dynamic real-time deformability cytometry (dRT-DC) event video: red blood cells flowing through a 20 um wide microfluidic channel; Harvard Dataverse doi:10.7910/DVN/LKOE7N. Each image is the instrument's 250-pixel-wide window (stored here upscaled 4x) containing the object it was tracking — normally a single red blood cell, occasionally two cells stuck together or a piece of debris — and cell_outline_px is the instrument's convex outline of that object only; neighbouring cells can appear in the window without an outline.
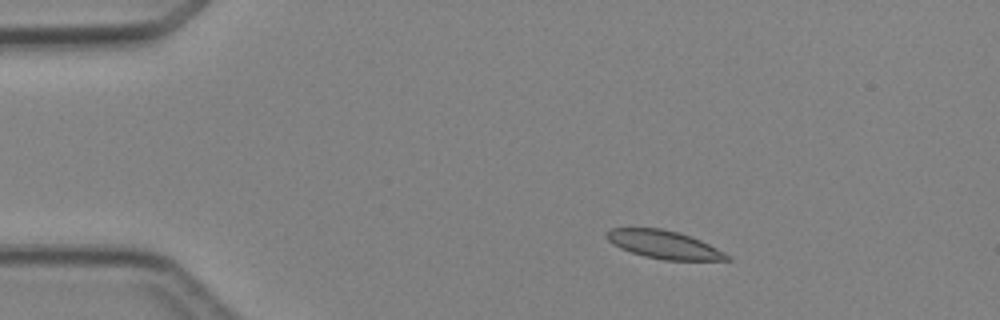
{"species": "Egyptian fruit bat (a non-hibernating species)", "species_latin": "Rousettus aegyptiacus", "temperature_condition": "cold", "stored_images_in_passage": 3, "camera_frame_rate_fps": 3000, "um_per_image_px": 0.085, "animal": {"sex": "female"}, "frame": {"image": 1, "passage_image": 1, "time_ms": 0.0, "image_size_px": [1000, 320], "cell_outline_px": [[732, 260], [664, 260], [644, 256], [620, 248], [612, 244], [604, 236], [604, 232], [612, 228], [660, 228], [680, 232], [692, 236], [732, 256]], "centroid_in_image_um": [56.43, 20.78], "position_along_channel_um": 28.6, "area_um2": 19.83}}
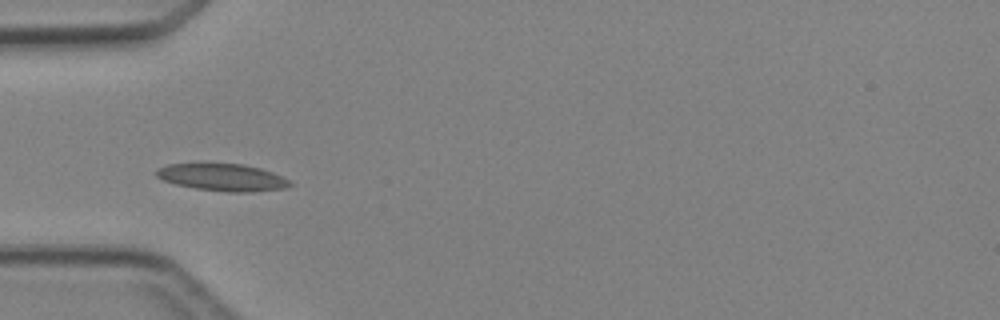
{"frame": {"image": 2, "passage_image": 3, "time_ms": 2.333, "image_size_px": [1000, 320], "cell_outline_px": [[292, 184], [284, 188], [252, 192], [228, 192], [196, 188], [176, 184], [164, 180], [156, 176], [156, 168], [168, 164], [244, 164], [260, 168], [272, 172], [288, 180]], "centroid_in_image_um": [18.89, 15.07], "position_along_channel_um": 66.1, "area_um2": 20.87}}